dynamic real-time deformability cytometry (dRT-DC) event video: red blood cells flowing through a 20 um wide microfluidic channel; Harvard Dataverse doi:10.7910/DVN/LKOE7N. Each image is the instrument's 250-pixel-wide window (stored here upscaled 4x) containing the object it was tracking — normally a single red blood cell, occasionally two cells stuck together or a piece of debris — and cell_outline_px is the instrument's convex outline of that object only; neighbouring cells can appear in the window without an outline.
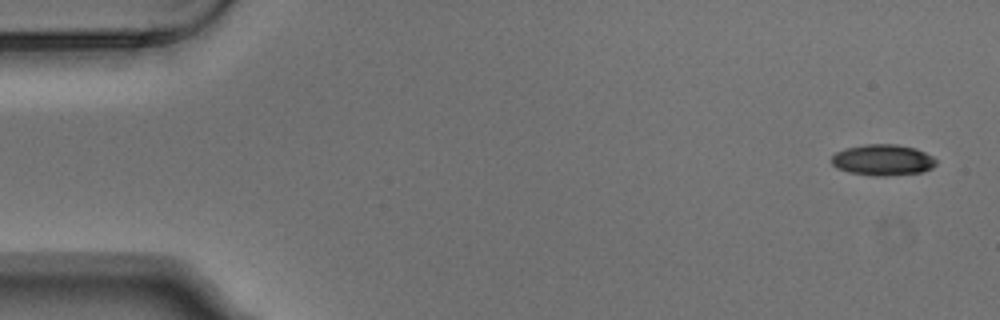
{"species": "Egyptian fruit bat (a non-hibernating species)", "species_latin": "Rousettus aegyptiacus", "temperature_condition": "warm", "stored_images_in_passage": 6, "segment_of_instrument_passage": [2, 2], "camera_frame_rate_fps": 3000, "um_per_image_px": 0.085, "animal": {"sex": "male"}, "frame": {"image": 1, "passage_image": 6, "time_ms": 1.667, "image_size_px": [1000, 320], "cell_outline_px": [[936, 164], [932, 168], [924, 172], [884, 176], [872, 176], [848, 172], [836, 168], [832, 164], [832, 156], [836, 152], [844, 148], [864, 144], [896, 144], [916, 148], [932, 156], [936, 160]], "centroid_in_image_um": [75.03, 13.6], "position_along_channel_um": 10.0, "area_um2": 19.13}}